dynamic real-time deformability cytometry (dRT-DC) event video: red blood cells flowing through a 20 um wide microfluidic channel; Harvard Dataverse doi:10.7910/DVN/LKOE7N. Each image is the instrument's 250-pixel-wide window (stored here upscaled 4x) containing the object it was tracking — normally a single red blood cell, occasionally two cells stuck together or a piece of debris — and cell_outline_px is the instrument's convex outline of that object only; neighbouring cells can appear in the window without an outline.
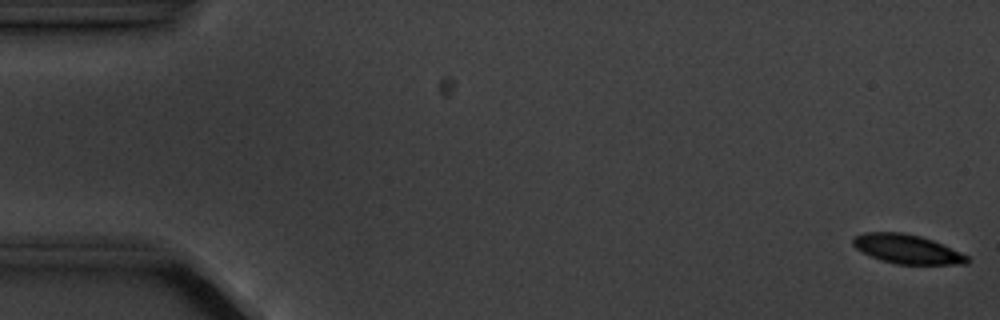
{"species": "common noctule bat (a hibernating species)", "species_latin": "Nyctalus noctula", "temperature_condition": "cold", "stored_images_in_passage": 5, "camera_frame_rate_fps": 3000, "um_per_image_px": 0.085, "animal": {"sex": "male", "body_mass_g": 20.1, "forearm_length_mm": 53.5}, "frame": {"image": 1, "passage_image": 1, "time_ms": 0.0, "image_size_px": [1000, 320], "cell_outline_px": [[968, 264], [896, 264], [880, 260], [860, 252], [852, 244], [852, 236], [864, 232], [900, 232], [920, 236], [932, 240], [960, 252], [968, 256]], "centroid_in_image_um": [77.03, 21.17], "position_along_channel_um": 8.0, "area_um2": 19.42}}